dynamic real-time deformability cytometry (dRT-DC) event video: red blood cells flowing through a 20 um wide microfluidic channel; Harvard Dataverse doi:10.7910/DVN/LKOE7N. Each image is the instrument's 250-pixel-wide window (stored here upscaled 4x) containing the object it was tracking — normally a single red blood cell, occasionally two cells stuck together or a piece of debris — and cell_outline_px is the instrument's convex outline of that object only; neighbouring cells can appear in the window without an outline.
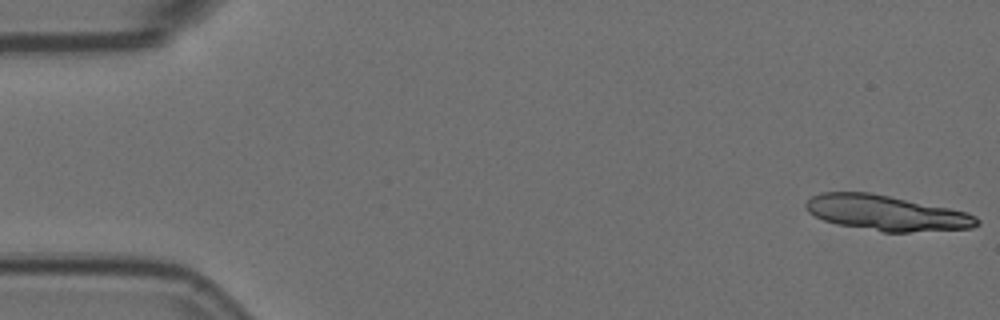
{"species": "Egyptian fruit bat (a non-hibernating species)", "species_latin": "Rousettus aegyptiacus", "temperature_condition": "room temperature", "stored_images_in_passage": 8, "segment_of_instrument_passage": [1, 2], "camera_frame_rate_fps": 3000, "um_per_image_px": 0.085, "animal": {"sex": "female"}, "frame": {"image": 1, "passage_image": 1, "time_ms": 0.0, "image_size_px": [1000, 320], "cell_outline_px": [[980, 224], [972, 228], [908, 232], [884, 232], [836, 224], [824, 220], [808, 212], [804, 208], [804, 204], [812, 196], [820, 192], [872, 192], [968, 212], [976, 216], [980, 220]], "centroid_in_image_um": [75.34, 18.09], "position_along_channel_um": 9.7, "area_um2": 35.32}}